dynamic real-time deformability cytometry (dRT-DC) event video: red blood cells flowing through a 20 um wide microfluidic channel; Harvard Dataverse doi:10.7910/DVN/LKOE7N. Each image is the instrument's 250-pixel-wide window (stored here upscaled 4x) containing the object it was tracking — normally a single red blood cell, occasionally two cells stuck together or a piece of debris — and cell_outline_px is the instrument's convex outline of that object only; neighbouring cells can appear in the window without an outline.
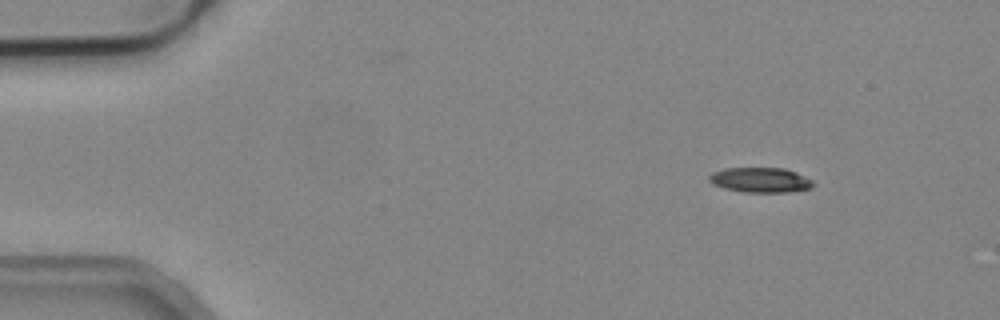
{"species": "common noctule bat (a hibernating species)", "species_latin": "Nyctalus noctula", "temperature_condition": "cold", "stored_images_in_passage": 46, "camera_frame_rate_fps": 3000, "um_per_image_px": 0.085, "animal": {"sex": "male", "body_mass_g": 19.2, "forearm_length_mm": 51.8}, "frame": {"image": 1, "passage_image": 1, "time_ms": 0.0, "image_size_px": [1000, 320], "cell_outline_px": [[816, 184], [812, 188], [788, 192], [744, 192], [724, 188], [712, 184], [708, 180], [708, 176], [712, 172], [724, 168], [784, 168], [796, 172], [812, 180]], "centroid_in_image_um": [64.63, 15.3], "position_along_channel_um": 20.4, "area_um2": 15.26}}
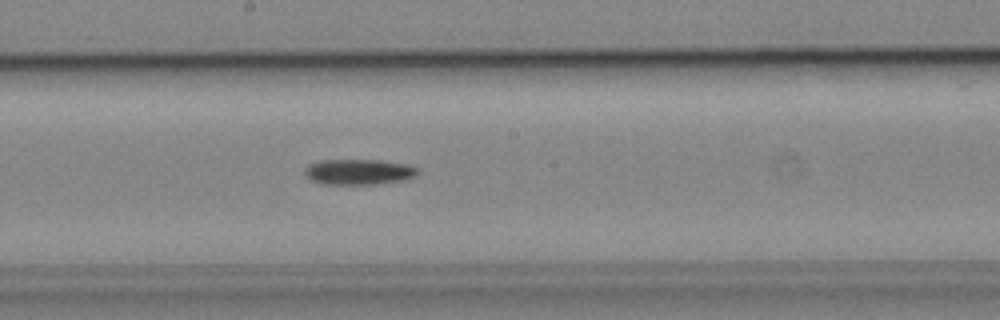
{"frame": {"image": 2, "passage_image": 23, "time_ms": 7.333, "image_size_px": [1000, 320], "cell_outline_px": [[420, 172], [416, 176], [404, 180], [372, 184], [324, 184], [312, 180], [304, 172], [304, 168], [308, 164], [320, 160], [380, 160], [408, 164], [416, 168]], "centroid_in_image_um": [30.5, 14.6], "position_along_channel_um": 217.7, "area_um2": 16.82}}
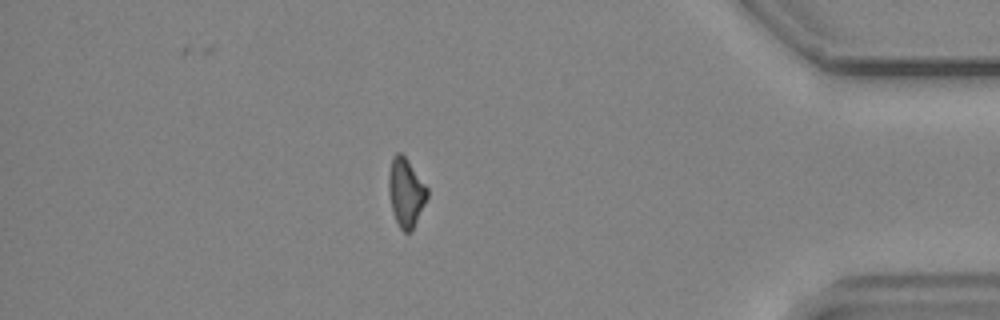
{"frame": {"image": 3, "passage_image": 40, "time_ms": 13.0, "image_size_px": [1000, 320], "cell_outline_px": [[428, 196], [412, 232], [404, 232], [400, 228], [392, 212], [388, 192], [388, 176], [392, 156], [396, 152], [400, 152], [404, 156], [428, 188]], "centroid_in_image_um": [34.48, 16.37], "position_along_channel_um": 400.7, "area_um2": 15.43}}